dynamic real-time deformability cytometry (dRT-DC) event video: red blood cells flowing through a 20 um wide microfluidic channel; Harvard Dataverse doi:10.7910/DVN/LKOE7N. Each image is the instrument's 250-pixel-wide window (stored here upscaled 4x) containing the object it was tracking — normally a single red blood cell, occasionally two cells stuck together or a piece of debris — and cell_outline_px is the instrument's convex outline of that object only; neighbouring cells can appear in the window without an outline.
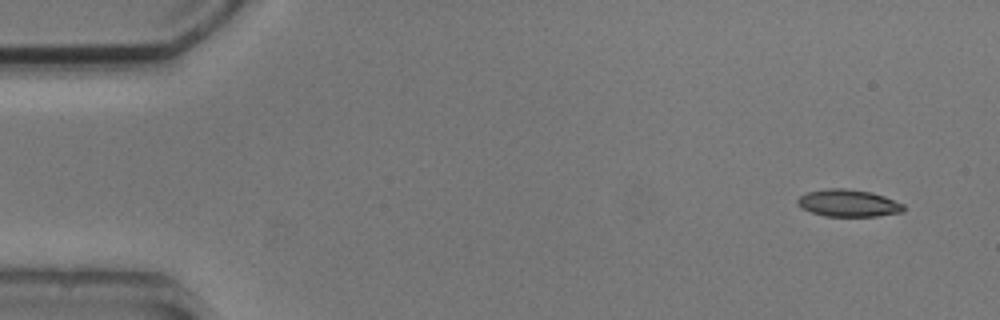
{"species": "common noctule bat (a hibernating species)", "species_latin": "Nyctalus noctula", "temperature_condition": "cold", "stored_images_in_passage": 5, "camera_frame_rate_fps": 3000, "um_per_image_px": 0.085, "animal": {"sex": "male", "body_mass_g": 20.5, "forearm_length_mm": 52.5}, "frame": {"image": 1, "passage_image": 1, "time_ms": 0.0, "image_size_px": [1000, 320], "cell_outline_px": [[904, 212], [876, 216], [824, 216], [812, 212], [796, 204], [796, 200], [800, 196], [808, 192], [828, 188], [844, 188], [872, 192], [884, 196], [904, 204]], "centroid_in_image_um": [72.12, 17.26], "position_along_channel_um": 12.9, "area_um2": 16.76}}
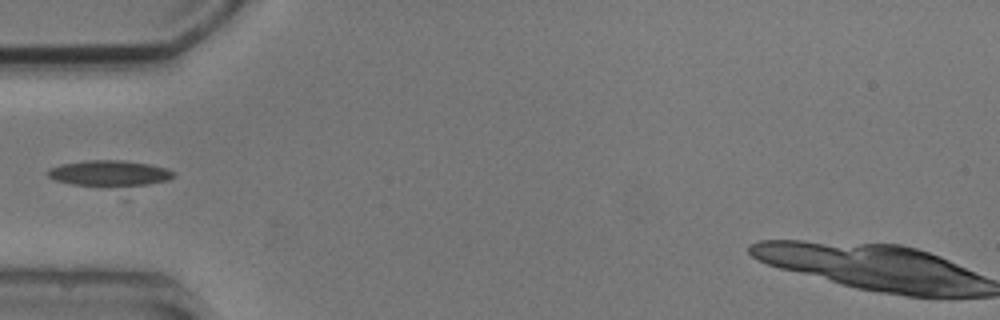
{"frame": {"image": 2, "passage_image": 5, "time_ms": 4.667, "image_size_px": [1000, 320], "cell_outline_px": [[176, 176], [168, 180], [124, 200], [56, 180], [48, 176], [48, 168], [60, 164], [88, 160], [124, 160], [148, 164], [168, 168], [176, 172]], "centroid_in_image_um": [9.5, 15.0], "position_along_channel_um": 75.5, "area_um2": 23.64}}